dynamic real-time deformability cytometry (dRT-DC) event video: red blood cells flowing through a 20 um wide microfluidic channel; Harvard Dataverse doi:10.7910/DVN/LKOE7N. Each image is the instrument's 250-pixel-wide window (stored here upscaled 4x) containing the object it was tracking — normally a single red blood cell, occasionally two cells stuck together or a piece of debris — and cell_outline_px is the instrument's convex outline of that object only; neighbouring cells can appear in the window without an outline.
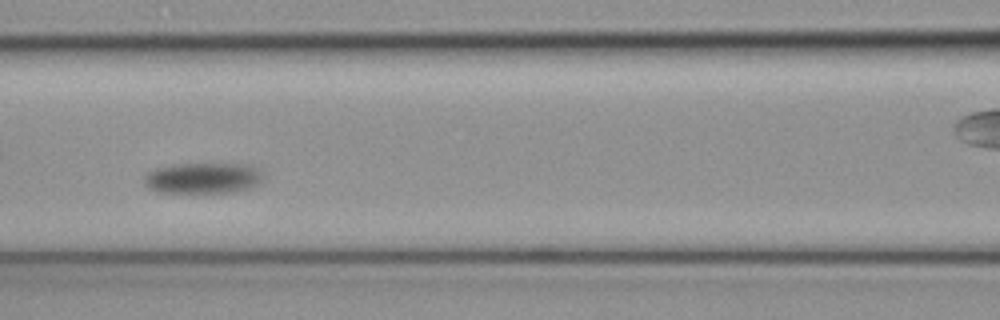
{"species": "common noctule bat (a hibernating species)", "species_latin": "Nyctalus noctula", "temperature_condition": "cold", "stored_images_in_passage": 42, "camera_frame_rate_fps": 3000, "um_per_image_px": 0.085, "animal": {"sex": "female", "body_mass_g": 19.3, "forearm_length_mm": 54.1}, "frame": {"image": 1, "passage_image": 11, "time_ms": 3.333, "image_size_px": [1000, 320], "cell_outline_px": [[264, 180], [260, 184], [248, 188], [232, 192], [156, 192], [148, 188], [144, 184], [144, 176], [148, 172], [156, 168], [176, 164], [248, 164], [256, 168], [260, 172]], "centroid_in_image_um": [17.24, 15.14], "position_along_channel_um": 149.4, "area_um2": 21.39}}
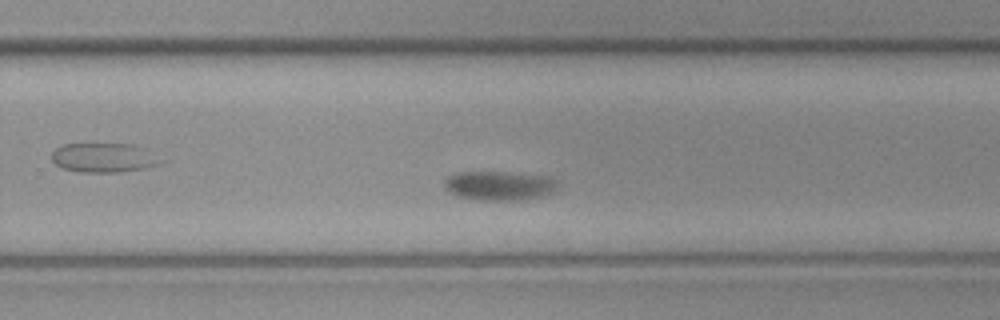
{"frame": {"image": 2, "passage_image": 22, "time_ms": 7.0, "image_size_px": [1000, 320], "cell_outline_px": [[560, 184], [552, 192], [540, 196], [524, 200], [480, 200], [456, 196], [448, 192], [444, 188], [444, 176], [456, 172], [504, 172], [552, 176]], "centroid_in_image_um": [42.41, 15.77], "position_along_channel_um": 287.4, "area_um2": 19.71}}
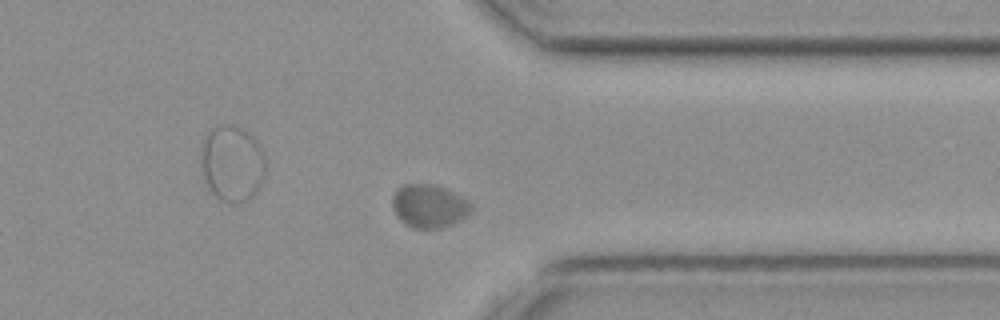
{"frame": {"image": 3, "passage_image": 29, "time_ms": 9.333, "image_size_px": [1000, 320], "cell_outline_px": [[472, 208], [460, 220], [452, 224], [440, 228], [412, 228], [400, 220], [392, 204], [392, 196], [396, 188], [404, 184], [428, 184], [444, 188], [468, 200], [472, 204]], "centroid_in_image_um": [36.44, 17.51], "position_along_channel_um": 375.0, "area_um2": 19.59}}